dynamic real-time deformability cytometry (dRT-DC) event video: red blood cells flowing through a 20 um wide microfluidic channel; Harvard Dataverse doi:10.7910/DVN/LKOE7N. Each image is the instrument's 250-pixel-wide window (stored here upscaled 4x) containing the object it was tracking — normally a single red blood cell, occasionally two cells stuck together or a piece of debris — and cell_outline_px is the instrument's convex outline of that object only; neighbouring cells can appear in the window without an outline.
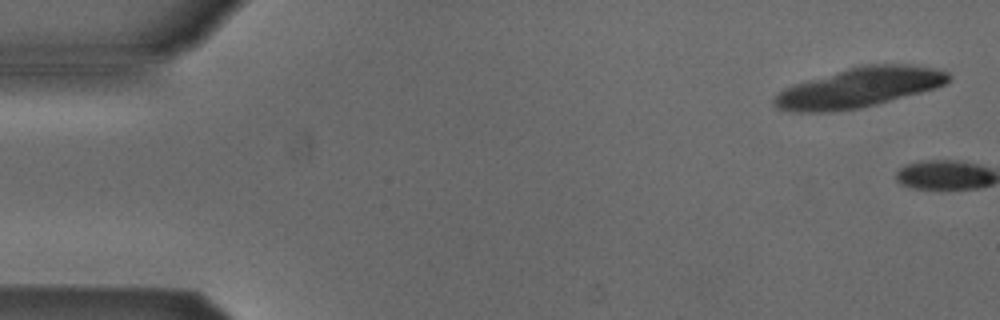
{"species": "Egyptian fruit bat (a non-hibernating species)", "species_latin": "Rousettus aegyptiacus", "temperature_condition": "cold", "stored_images_in_passage": 2, "camera_frame_rate_fps": 3000, "um_per_image_px": 0.085, "animal": {"sex": "male"}, "frame": {"image": 1, "passage_image": 1, "time_ms": 0.0, "image_size_px": [1000, 320], "cell_outline_px": [[952, 76], [948, 84], [936, 88], [876, 104], [860, 108], [832, 112], [792, 112], [776, 108], [772, 100], [784, 88], [792, 84], [848, 68], [864, 64], [908, 64], [936, 68], [948, 72]], "centroid_in_image_um": [73.05, 7.44], "position_along_channel_um": 12.0, "area_um2": 40.58}}